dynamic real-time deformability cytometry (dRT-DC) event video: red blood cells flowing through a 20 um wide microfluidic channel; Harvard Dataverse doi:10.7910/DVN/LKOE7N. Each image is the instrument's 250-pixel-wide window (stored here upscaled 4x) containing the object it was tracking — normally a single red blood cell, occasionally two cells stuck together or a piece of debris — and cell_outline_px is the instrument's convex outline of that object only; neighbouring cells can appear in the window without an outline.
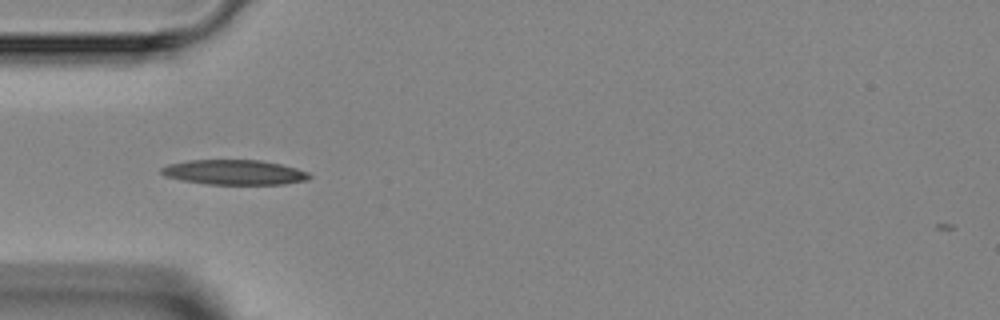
{"species": "Egyptian fruit bat (a non-hibernating species)", "species_latin": "Rousettus aegyptiacus", "temperature_condition": "room temperature", "stored_images_in_passage": 4, "camera_frame_rate_fps": 3000, "um_per_image_px": 0.085, "animal": {"sex": "female"}, "frame": {"image": 1, "passage_image": 3, "time_ms": 3.333, "image_size_px": [1000, 320], "cell_outline_px": [[312, 176], [308, 180], [284, 184], [204, 184], [180, 180], [164, 176], [160, 172], [160, 168], [168, 164], [188, 160], [260, 160], [280, 164], [296, 168], [308, 172]], "centroid_in_image_um": [19.89, 14.64], "position_along_channel_um": 65.1, "area_um2": 21.62}}
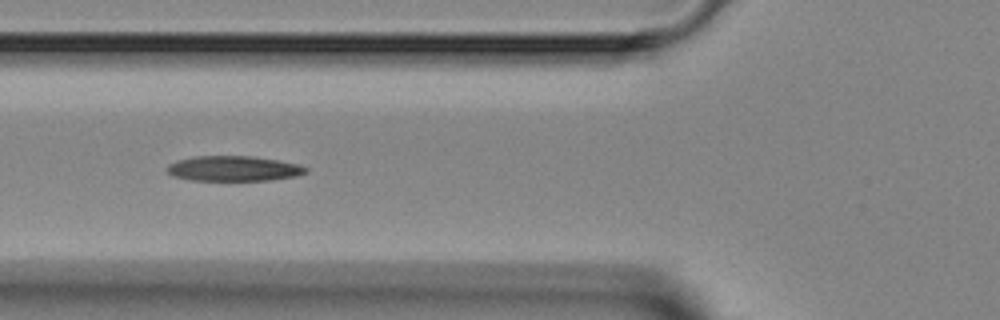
{"frame": {"image": 2, "passage_image": 4, "time_ms": 4.333, "image_size_px": [1000, 320], "cell_outline_px": [[308, 172], [296, 176], [272, 180], [192, 180], [172, 176], [168, 172], [168, 164], [176, 160], [196, 156], [252, 156], [300, 164], [308, 168]], "centroid_in_image_um": [19.87, 14.32], "position_along_channel_um": 105.9, "area_um2": 20.35}}